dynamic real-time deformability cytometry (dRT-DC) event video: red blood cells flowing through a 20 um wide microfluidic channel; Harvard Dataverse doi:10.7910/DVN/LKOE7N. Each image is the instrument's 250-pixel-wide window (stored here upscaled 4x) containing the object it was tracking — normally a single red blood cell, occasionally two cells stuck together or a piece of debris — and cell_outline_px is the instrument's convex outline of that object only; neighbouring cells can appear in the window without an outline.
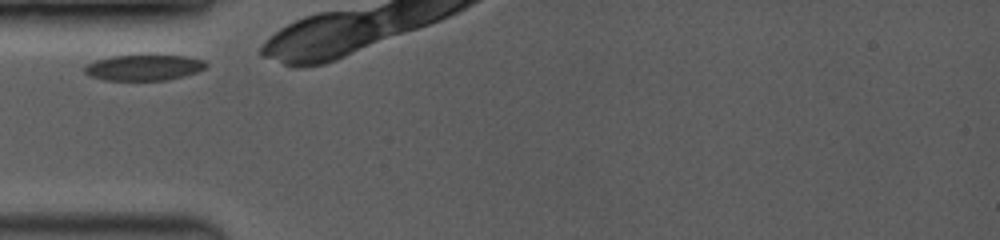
{"species": "common noctule bat (a hibernating species)", "species_latin": "Nyctalus noctula", "temperature_condition": "room temperature", "stored_images_in_passage": 9, "camera_frame_rate_fps": 3500, "um_per_image_px": 0.085, "animal": {"sex": "female", "body_mass_g": 19.0, "forearm_length_mm": 53.3}, "frame": {"image": 1, "passage_image": 1, "time_ms": 0.0, "image_size_px": [1000, 240], "cell_outline_px": [[208, 64], [204, 68], [196, 72], [184, 76], [168, 80], [104, 80], [88, 76], [84, 72], [84, 64], [96, 60], [112, 56], [188, 56], [204, 60]], "centroid_in_image_um": [12.19, 5.75], "position_along_channel_um": 72.8, "area_um2": 18.21}}